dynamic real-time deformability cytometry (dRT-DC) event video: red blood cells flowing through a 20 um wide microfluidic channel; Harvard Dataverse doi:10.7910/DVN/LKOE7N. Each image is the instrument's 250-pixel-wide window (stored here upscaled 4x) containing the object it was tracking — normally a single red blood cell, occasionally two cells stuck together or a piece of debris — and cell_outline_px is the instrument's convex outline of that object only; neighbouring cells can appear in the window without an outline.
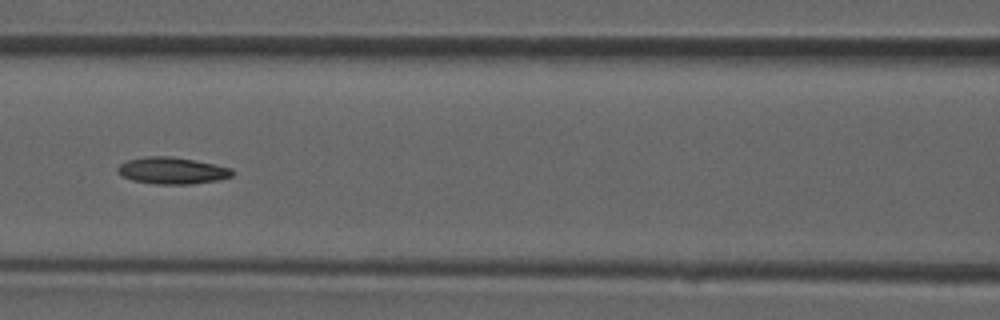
{"species": "common noctule bat (a hibernating species)", "species_latin": "Nyctalus noctula", "temperature_condition": "room temperature", "stored_images_in_passage": 38, "camera_frame_rate_fps": 3000, "um_per_image_px": 0.085, "animal": {"sex": "male", "forearm_length_mm": 52.5}, "frame": {"image": 1, "passage_image": 17, "time_ms": 5.333, "image_size_px": [1000, 320], "cell_outline_px": [[232, 176], [216, 180], [192, 184], [156, 184], [132, 180], [116, 172], [116, 168], [120, 164], [128, 160], [148, 156], [172, 156], [216, 164], [232, 168]], "centroid_in_image_um": [14.62, 14.5], "position_along_channel_um": 152.0, "area_um2": 17.8}}